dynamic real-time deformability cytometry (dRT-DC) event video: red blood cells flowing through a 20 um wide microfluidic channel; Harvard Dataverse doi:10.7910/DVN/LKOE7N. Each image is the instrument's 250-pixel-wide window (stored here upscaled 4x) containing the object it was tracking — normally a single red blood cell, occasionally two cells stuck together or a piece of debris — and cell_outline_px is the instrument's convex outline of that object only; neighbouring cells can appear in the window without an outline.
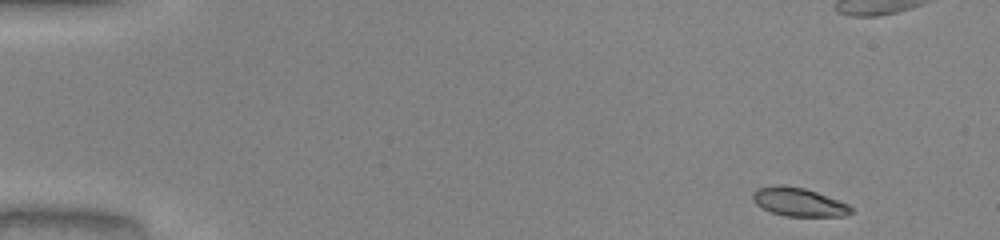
{"species": "common noctule bat (a hibernating species)", "species_latin": "Nyctalus noctula", "temperature_condition": "warm", "stored_images_in_passage": 48, "camera_frame_rate_fps": 3000, "um_per_image_px": 0.085, "animal": {"sex": "male", "body_mass_g": 20.0, "forearm_length_mm": 53.3}, "frame": {"image": 1, "passage_image": 1, "time_ms": 0.0, "image_size_px": [1000, 240], "cell_outline_px": [[852, 212], [844, 216], [784, 216], [760, 208], [752, 200], [752, 192], [756, 188], [776, 184], [780, 184], [804, 188], [816, 192], [848, 204], [852, 208]], "centroid_in_image_um": [67.82, 17.16], "position_along_channel_um": 17.2, "area_um2": 16.42}}
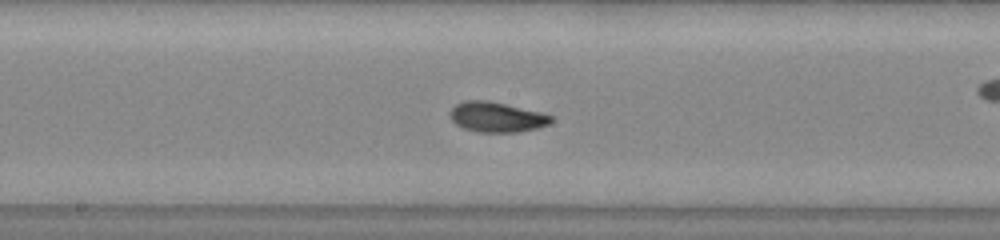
{"frame": {"image": 2, "passage_image": 24, "time_ms": 7.667, "image_size_px": [1000, 240], "cell_outline_px": [[552, 120], [548, 124], [536, 128], [516, 132], [476, 132], [464, 128], [456, 124], [452, 120], [452, 108], [456, 104], [464, 100], [488, 100], [540, 112], [552, 116]], "centroid_in_image_um": [42.21, 9.95], "position_along_channel_um": 206.0, "area_um2": 17.46}}
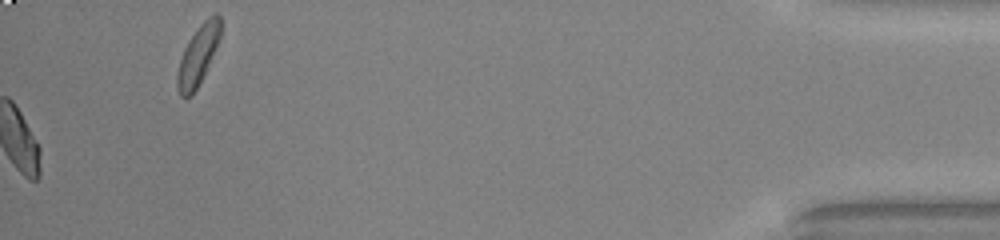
{"frame": {"image": 3, "passage_image": 48, "time_ms": 15.667, "image_size_px": [1000, 240], "cell_outline_px": [[220, 36], [208, 64], [196, 88], [184, 100], [180, 96], [176, 88], [176, 72], [184, 48], [200, 24], [208, 16], [216, 12], [220, 16]], "centroid_in_image_um": [16.79, 4.7], "position_along_channel_um": 418.4, "area_um2": 14.57}, "authors_computed_cell_mechanics": {"area_um2": 16.9065, "velocity_mm_per_s": 4.0739, "shape_relaxation_time_tau1_ms": 2.3848, "shape_relaxation_time_tau2_ms": 3.0992, "deformation_change_tau1": 0.1355, "deformation_change_tau2": 0.0695}}